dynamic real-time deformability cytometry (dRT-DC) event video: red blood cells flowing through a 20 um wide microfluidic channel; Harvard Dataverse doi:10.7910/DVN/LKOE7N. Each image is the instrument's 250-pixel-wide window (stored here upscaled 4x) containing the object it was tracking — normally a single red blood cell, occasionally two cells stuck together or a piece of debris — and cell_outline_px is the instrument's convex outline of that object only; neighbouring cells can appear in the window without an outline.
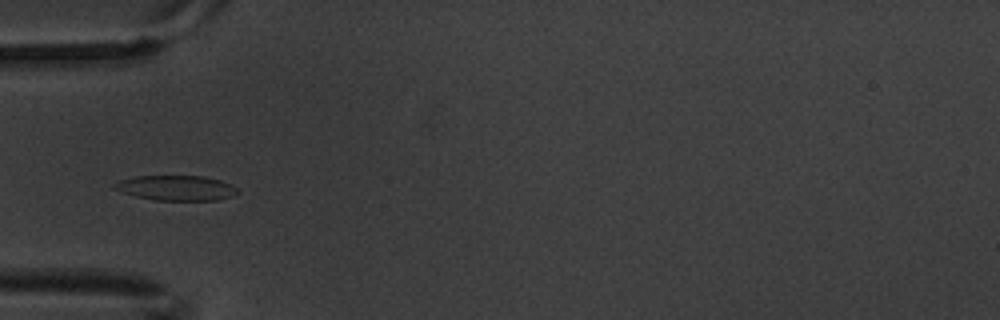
{"species": "common noctule bat (a hibernating species)", "species_latin": "Nyctalus noctula", "temperature_condition": "warm", "stored_images_in_passage": 8, "camera_frame_rate_fps": 3000, "um_per_image_px": 0.085, "animal": {"sex": "male", "body_mass_g": 20.1, "forearm_length_mm": 53.5}, "frame": {"image": 1, "passage_image": 5, "time_ms": 1.333, "image_size_px": [1000, 320], "cell_outline_px": [[240, 192], [232, 196], [216, 200], [156, 200], [136, 196], [112, 188], [112, 184], [120, 180], [136, 176], [204, 176], [220, 180], [232, 184]], "centroid_in_image_um": [14.99, 15.97], "position_along_channel_um": 70.0, "area_um2": 17.92}}
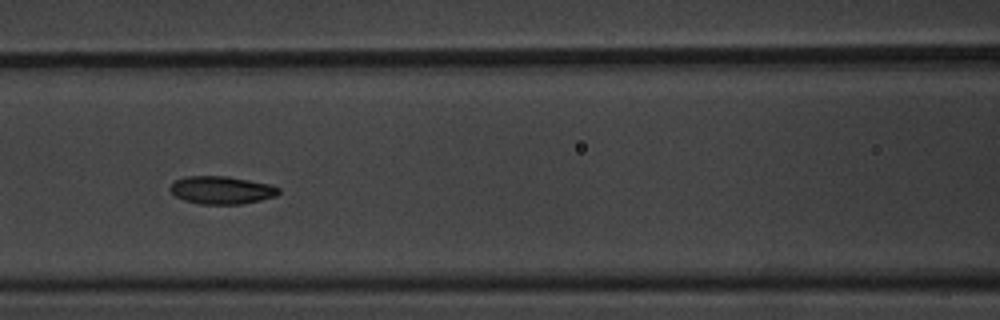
{"frame": {"image": 2, "passage_image": 7, "time_ms": 2.0, "image_size_px": [1000, 320], "cell_outline_px": [[280, 192], [276, 196], [260, 200], [240, 204], [200, 204], [184, 200], [176, 196], [168, 188], [176, 180], [184, 176], [228, 176], [268, 184], [280, 188]], "centroid_in_image_um": [18.82, 16.15], "position_along_channel_um": 147.8, "area_um2": 17.51}}
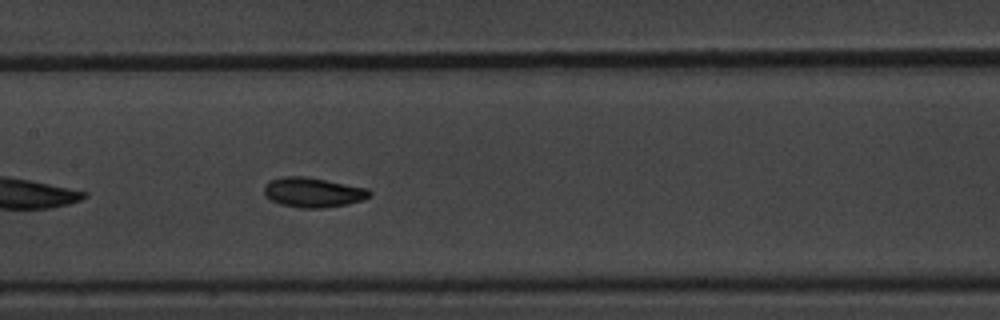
{"frame": {"image": 3, "passage_image": 8, "time_ms": 2.333, "image_size_px": [1000, 320], "cell_outline_px": [[372, 196], [364, 200], [348, 204], [324, 208], [300, 208], [280, 204], [264, 196], [264, 184], [280, 176], [304, 176], [368, 188], [372, 192]], "centroid_in_image_um": [26.62, 16.36], "position_along_channel_um": 180.8, "area_um2": 18.5}}